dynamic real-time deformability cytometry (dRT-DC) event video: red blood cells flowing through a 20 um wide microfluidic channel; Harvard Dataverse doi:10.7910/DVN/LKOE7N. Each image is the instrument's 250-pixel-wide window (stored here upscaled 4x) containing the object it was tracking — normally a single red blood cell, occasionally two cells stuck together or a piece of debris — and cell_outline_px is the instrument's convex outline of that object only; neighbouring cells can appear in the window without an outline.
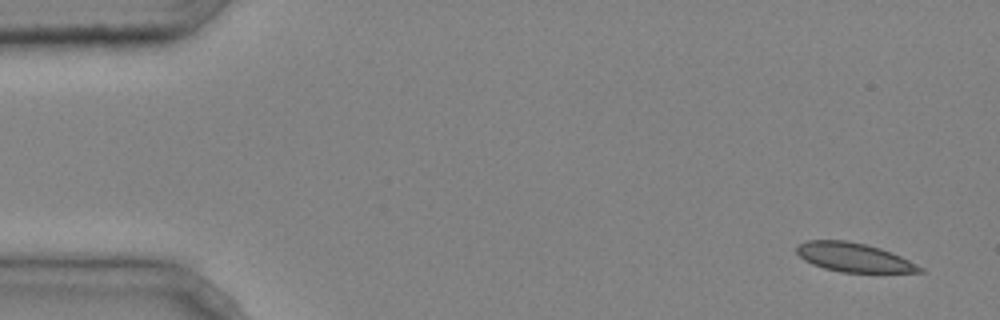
{"species": "common noctule bat (a hibernating species)", "species_latin": "Nyctalus noctula", "temperature_condition": "cold", "stored_images_in_passage": 4, "camera_frame_rate_fps": 3000, "um_per_image_px": 0.085, "animal": {"sex": "male", "body_mass_g": 20.4}, "frame": {"image": 1, "passage_image": 1, "time_ms": 0.0, "image_size_px": [1000, 320], "cell_outline_px": [[924, 272], [840, 272], [824, 268], [812, 264], [804, 260], [796, 252], [796, 244], [808, 240], [844, 240], [864, 244], [880, 248], [900, 256], [924, 268]], "centroid_in_image_um": [72.53, 21.87], "position_along_channel_um": 12.5, "area_um2": 20.63}}
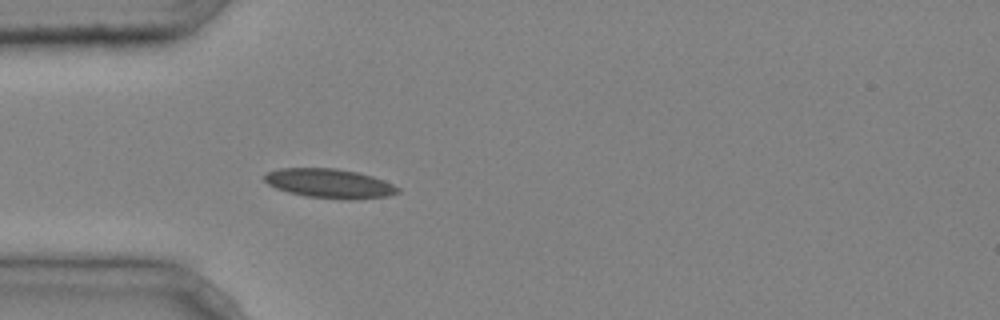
{"frame": {"image": 2, "passage_image": 4, "time_ms": 1.0, "image_size_px": [1000, 320], "cell_outline_px": [[400, 192], [388, 196], [352, 200], [340, 200], [308, 196], [288, 192], [276, 188], [268, 184], [264, 180], [264, 176], [268, 172], [280, 168], [336, 168], [356, 172], [372, 176], [384, 180], [400, 188]], "centroid_in_image_um": [28.03, 15.6], "position_along_channel_um": 57.0, "area_um2": 22.83}}